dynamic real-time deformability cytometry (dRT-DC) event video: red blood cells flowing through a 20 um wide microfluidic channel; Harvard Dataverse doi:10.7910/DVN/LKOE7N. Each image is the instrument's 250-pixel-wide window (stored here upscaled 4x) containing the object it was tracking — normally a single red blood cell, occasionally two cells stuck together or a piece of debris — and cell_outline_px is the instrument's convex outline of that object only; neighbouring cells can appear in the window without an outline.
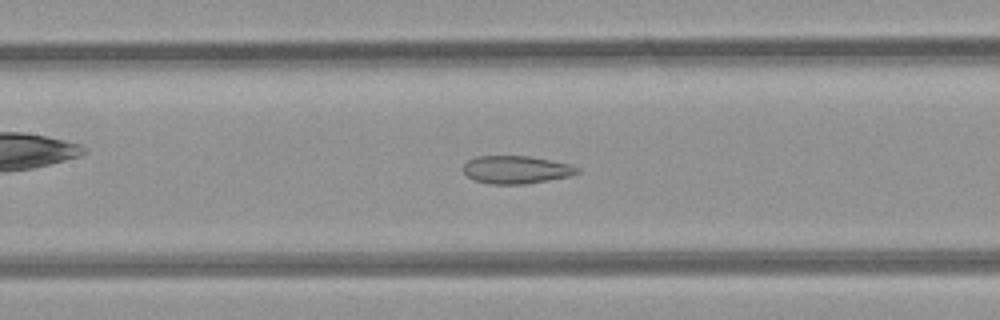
{"species": "common noctule bat (a hibernating species)", "species_latin": "Nyctalus noctula", "temperature_condition": "room temperature", "stored_images_in_passage": 49, "camera_frame_rate_fps": 3000, "um_per_image_px": 0.085, "animal": {"sex": "female", "body_mass_g": 21.9}, "frame": {"image": 1, "passage_image": 22, "time_ms": 7.0, "image_size_px": [1000, 320], "cell_outline_px": [[580, 172], [568, 176], [528, 184], [488, 184], [476, 180], [468, 176], [464, 172], [464, 164], [468, 160], [476, 156], [528, 156], [572, 164], [580, 168]], "centroid_in_image_um": [43.9, 14.42], "position_along_channel_um": 163.5, "area_um2": 18.5}}
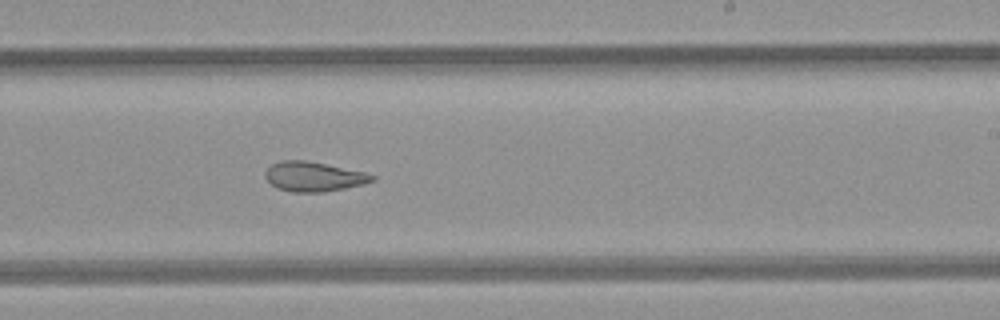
{"frame": {"image": 2, "passage_image": 29, "time_ms": 9.333, "image_size_px": [1000, 320], "cell_outline_px": [[376, 180], [364, 184], [324, 192], [292, 192], [276, 188], [264, 176], [264, 172], [272, 164], [280, 160], [304, 160], [364, 172], [376, 176]], "centroid_in_image_um": [26.65, 15.01], "position_along_channel_um": 262.4, "area_um2": 18.38}}
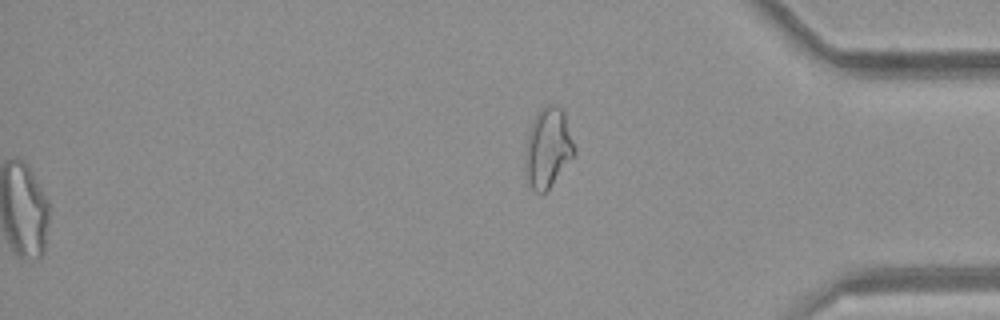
{"frame": {"image": 3, "passage_image": 49, "time_ms": 16.0, "image_size_px": [1000, 320], "cell_outline_px": [[576, 152], [548, 188], [540, 196], [532, 188], [524, 172], [524, 168], [528, 132], [540, 108], [548, 104], [556, 104], [564, 108], [576, 148]], "centroid_in_image_um": [46.59, 12.52], "position_along_channel_um": 388.6, "area_um2": 22.89}, "authors_computed_cell_mechanics": {"area_um2": 23.12, "velocity_mm_per_s": 4.2604, "shape_relaxation_time_tau1_ms": null, "shape_relaxation_time_tau2_ms": 1.9833, "deformation_change_tau1": null, "deformation_change_tau2": 0.103}}